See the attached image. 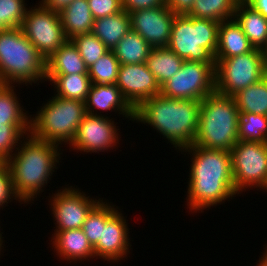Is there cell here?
<instances>
[{
    "label": "cell",
    "instance_id": "obj_7",
    "mask_svg": "<svg viewBox=\"0 0 267 266\" xmlns=\"http://www.w3.org/2000/svg\"><path fill=\"white\" fill-rule=\"evenodd\" d=\"M219 22L175 15L168 48L187 61L215 63Z\"/></svg>",
    "mask_w": 267,
    "mask_h": 266
},
{
    "label": "cell",
    "instance_id": "obj_25",
    "mask_svg": "<svg viewBox=\"0 0 267 266\" xmlns=\"http://www.w3.org/2000/svg\"><path fill=\"white\" fill-rule=\"evenodd\" d=\"M151 45L132 29L112 49L120 65L146 63Z\"/></svg>",
    "mask_w": 267,
    "mask_h": 266
},
{
    "label": "cell",
    "instance_id": "obj_32",
    "mask_svg": "<svg viewBox=\"0 0 267 266\" xmlns=\"http://www.w3.org/2000/svg\"><path fill=\"white\" fill-rule=\"evenodd\" d=\"M28 134H30V125L0 124V160L5 163L18 148L22 137Z\"/></svg>",
    "mask_w": 267,
    "mask_h": 266
},
{
    "label": "cell",
    "instance_id": "obj_28",
    "mask_svg": "<svg viewBox=\"0 0 267 266\" xmlns=\"http://www.w3.org/2000/svg\"><path fill=\"white\" fill-rule=\"evenodd\" d=\"M50 83L57 93L55 96L81 102L86 101L92 85L88 74L57 75Z\"/></svg>",
    "mask_w": 267,
    "mask_h": 266
},
{
    "label": "cell",
    "instance_id": "obj_40",
    "mask_svg": "<svg viewBox=\"0 0 267 266\" xmlns=\"http://www.w3.org/2000/svg\"><path fill=\"white\" fill-rule=\"evenodd\" d=\"M74 0H41L39 3L43 7L49 8L54 12L60 13L65 7L71 4Z\"/></svg>",
    "mask_w": 267,
    "mask_h": 266
},
{
    "label": "cell",
    "instance_id": "obj_31",
    "mask_svg": "<svg viewBox=\"0 0 267 266\" xmlns=\"http://www.w3.org/2000/svg\"><path fill=\"white\" fill-rule=\"evenodd\" d=\"M120 62L112 50L100 57L88 68L92 84H116Z\"/></svg>",
    "mask_w": 267,
    "mask_h": 266
},
{
    "label": "cell",
    "instance_id": "obj_34",
    "mask_svg": "<svg viewBox=\"0 0 267 266\" xmlns=\"http://www.w3.org/2000/svg\"><path fill=\"white\" fill-rule=\"evenodd\" d=\"M26 5L25 0H0V30L21 27Z\"/></svg>",
    "mask_w": 267,
    "mask_h": 266
},
{
    "label": "cell",
    "instance_id": "obj_19",
    "mask_svg": "<svg viewBox=\"0 0 267 266\" xmlns=\"http://www.w3.org/2000/svg\"><path fill=\"white\" fill-rule=\"evenodd\" d=\"M88 74L84 60L71 40H67L46 60L45 81H52L57 75Z\"/></svg>",
    "mask_w": 267,
    "mask_h": 266
},
{
    "label": "cell",
    "instance_id": "obj_15",
    "mask_svg": "<svg viewBox=\"0 0 267 266\" xmlns=\"http://www.w3.org/2000/svg\"><path fill=\"white\" fill-rule=\"evenodd\" d=\"M131 29L152 48L167 47L175 14L166 6L140 9L129 13Z\"/></svg>",
    "mask_w": 267,
    "mask_h": 266
},
{
    "label": "cell",
    "instance_id": "obj_6",
    "mask_svg": "<svg viewBox=\"0 0 267 266\" xmlns=\"http://www.w3.org/2000/svg\"><path fill=\"white\" fill-rule=\"evenodd\" d=\"M30 117V134L57 145L71 144L87 114L85 102L55 96ZM35 116V117H34Z\"/></svg>",
    "mask_w": 267,
    "mask_h": 266
},
{
    "label": "cell",
    "instance_id": "obj_3",
    "mask_svg": "<svg viewBox=\"0 0 267 266\" xmlns=\"http://www.w3.org/2000/svg\"><path fill=\"white\" fill-rule=\"evenodd\" d=\"M22 141L5 164L11 174L15 195L23 204H29L44 191L62 153L59 145L36 139L31 134Z\"/></svg>",
    "mask_w": 267,
    "mask_h": 266
},
{
    "label": "cell",
    "instance_id": "obj_44",
    "mask_svg": "<svg viewBox=\"0 0 267 266\" xmlns=\"http://www.w3.org/2000/svg\"><path fill=\"white\" fill-rule=\"evenodd\" d=\"M0 232H1V231H0ZM3 238H4V237H2V234L0 233V255H1V249H2L1 247H3V246H2V244H3V240H2V239H3Z\"/></svg>",
    "mask_w": 267,
    "mask_h": 266
},
{
    "label": "cell",
    "instance_id": "obj_38",
    "mask_svg": "<svg viewBox=\"0 0 267 266\" xmlns=\"http://www.w3.org/2000/svg\"><path fill=\"white\" fill-rule=\"evenodd\" d=\"M165 5V0H122L123 10L134 12L140 9H150Z\"/></svg>",
    "mask_w": 267,
    "mask_h": 266
},
{
    "label": "cell",
    "instance_id": "obj_20",
    "mask_svg": "<svg viewBox=\"0 0 267 266\" xmlns=\"http://www.w3.org/2000/svg\"><path fill=\"white\" fill-rule=\"evenodd\" d=\"M253 49L254 47L234 18L220 22L215 63L219 59L248 53Z\"/></svg>",
    "mask_w": 267,
    "mask_h": 266
},
{
    "label": "cell",
    "instance_id": "obj_36",
    "mask_svg": "<svg viewBox=\"0 0 267 266\" xmlns=\"http://www.w3.org/2000/svg\"><path fill=\"white\" fill-rule=\"evenodd\" d=\"M92 17H107L123 11L122 0H88Z\"/></svg>",
    "mask_w": 267,
    "mask_h": 266
},
{
    "label": "cell",
    "instance_id": "obj_12",
    "mask_svg": "<svg viewBox=\"0 0 267 266\" xmlns=\"http://www.w3.org/2000/svg\"><path fill=\"white\" fill-rule=\"evenodd\" d=\"M65 187L58 192L53 194L52 200L49 205H51L53 218H55L54 223L56 229L54 231H65L81 229L87 215L91 210L101 201L100 199H92L79 188Z\"/></svg>",
    "mask_w": 267,
    "mask_h": 266
},
{
    "label": "cell",
    "instance_id": "obj_9",
    "mask_svg": "<svg viewBox=\"0 0 267 266\" xmlns=\"http://www.w3.org/2000/svg\"><path fill=\"white\" fill-rule=\"evenodd\" d=\"M230 154L236 192L248 187L267 192V143L239 140Z\"/></svg>",
    "mask_w": 267,
    "mask_h": 266
},
{
    "label": "cell",
    "instance_id": "obj_2",
    "mask_svg": "<svg viewBox=\"0 0 267 266\" xmlns=\"http://www.w3.org/2000/svg\"><path fill=\"white\" fill-rule=\"evenodd\" d=\"M201 101L155 95L134 109V121L152 126L178 151L194 144L198 132Z\"/></svg>",
    "mask_w": 267,
    "mask_h": 266
},
{
    "label": "cell",
    "instance_id": "obj_27",
    "mask_svg": "<svg viewBox=\"0 0 267 266\" xmlns=\"http://www.w3.org/2000/svg\"><path fill=\"white\" fill-rule=\"evenodd\" d=\"M13 84L0 83V124L4 125H30V118L27 116L19 98L14 91Z\"/></svg>",
    "mask_w": 267,
    "mask_h": 266
},
{
    "label": "cell",
    "instance_id": "obj_22",
    "mask_svg": "<svg viewBox=\"0 0 267 266\" xmlns=\"http://www.w3.org/2000/svg\"><path fill=\"white\" fill-rule=\"evenodd\" d=\"M131 30L130 16L125 10L94 20L91 33L112 50Z\"/></svg>",
    "mask_w": 267,
    "mask_h": 266
},
{
    "label": "cell",
    "instance_id": "obj_4",
    "mask_svg": "<svg viewBox=\"0 0 267 266\" xmlns=\"http://www.w3.org/2000/svg\"><path fill=\"white\" fill-rule=\"evenodd\" d=\"M46 60L29 42L21 27L0 30V83L45 81Z\"/></svg>",
    "mask_w": 267,
    "mask_h": 266
},
{
    "label": "cell",
    "instance_id": "obj_30",
    "mask_svg": "<svg viewBox=\"0 0 267 266\" xmlns=\"http://www.w3.org/2000/svg\"><path fill=\"white\" fill-rule=\"evenodd\" d=\"M238 139L267 143V116L254 113H240Z\"/></svg>",
    "mask_w": 267,
    "mask_h": 266
},
{
    "label": "cell",
    "instance_id": "obj_8",
    "mask_svg": "<svg viewBox=\"0 0 267 266\" xmlns=\"http://www.w3.org/2000/svg\"><path fill=\"white\" fill-rule=\"evenodd\" d=\"M266 76L262 50L252 51L215 63V92L233 97Z\"/></svg>",
    "mask_w": 267,
    "mask_h": 266
},
{
    "label": "cell",
    "instance_id": "obj_29",
    "mask_svg": "<svg viewBox=\"0 0 267 266\" xmlns=\"http://www.w3.org/2000/svg\"><path fill=\"white\" fill-rule=\"evenodd\" d=\"M239 0H195L188 16L197 19H210L216 22L230 20L234 16Z\"/></svg>",
    "mask_w": 267,
    "mask_h": 266
},
{
    "label": "cell",
    "instance_id": "obj_41",
    "mask_svg": "<svg viewBox=\"0 0 267 266\" xmlns=\"http://www.w3.org/2000/svg\"><path fill=\"white\" fill-rule=\"evenodd\" d=\"M256 9L263 17L267 18V0H245Z\"/></svg>",
    "mask_w": 267,
    "mask_h": 266
},
{
    "label": "cell",
    "instance_id": "obj_33",
    "mask_svg": "<svg viewBox=\"0 0 267 266\" xmlns=\"http://www.w3.org/2000/svg\"><path fill=\"white\" fill-rule=\"evenodd\" d=\"M70 40L78 49L87 68L109 51L100 39L92 33L77 35Z\"/></svg>",
    "mask_w": 267,
    "mask_h": 266
},
{
    "label": "cell",
    "instance_id": "obj_5",
    "mask_svg": "<svg viewBox=\"0 0 267 266\" xmlns=\"http://www.w3.org/2000/svg\"><path fill=\"white\" fill-rule=\"evenodd\" d=\"M240 112L233 97L213 92L201 101L194 144L229 151L239 141Z\"/></svg>",
    "mask_w": 267,
    "mask_h": 266
},
{
    "label": "cell",
    "instance_id": "obj_13",
    "mask_svg": "<svg viewBox=\"0 0 267 266\" xmlns=\"http://www.w3.org/2000/svg\"><path fill=\"white\" fill-rule=\"evenodd\" d=\"M105 115L86 114L78 126L76 136L69 145L75 151L99 153L114 149L119 144V129L113 118ZM118 143V144H117Z\"/></svg>",
    "mask_w": 267,
    "mask_h": 266
},
{
    "label": "cell",
    "instance_id": "obj_39",
    "mask_svg": "<svg viewBox=\"0 0 267 266\" xmlns=\"http://www.w3.org/2000/svg\"><path fill=\"white\" fill-rule=\"evenodd\" d=\"M195 0H165V5L175 14V15H188L193 6Z\"/></svg>",
    "mask_w": 267,
    "mask_h": 266
},
{
    "label": "cell",
    "instance_id": "obj_11",
    "mask_svg": "<svg viewBox=\"0 0 267 266\" xmlns=\"http://www.w3.org/2000/svg\"><path fill=\"white\" fill-rule=\"evenodd\" d=\"M27 9L21 29L40 55L49 59L68 39L60 15L39 3Z\"/></svg>",
    "mask_w": 267,
    "mask_h": 266
},
{
    "label": "cell",
    "instance_id": "obj_42",
    "mask_svg": "<svg viewBox=\"0 0 267 266\" xmlns=\"http://www.w3.org/2000/svg\"><path fill=\"white\" fill-rule=\"evenodd\" d=\"M264 249H265V252L261 256V259L259 258V261H258L259 263L257 264V266H267V246Z\"/></svg>",
    "mask_w": 267,
    "mask_h": 266
},
{
    "label": "cell",
    "instance_id": "obj_1",
    "mask_svg": "<svg viewBox=\"0 0 267 266\" xmlns=\"http://www.w3.org/2000/svg\"><path fill=\"white\" fill-rule=\"evenodd\" d=\"M180 151L193 155L186 197L191 212H203L238 195L229 151L202 148L195 144Z\"/></svg>",
    "mask_w": 267,
    "mask_h": 266
},
{
    "label": "cell",
    "instance_id": "obj_21",
    "mask_svg": "<svg viewBox=\"0 0 267 266\" xmlns=\"http://www.w3.org/2000/svg\"><path fill=\"white\" fill-rule=\"evenodd\" d=\"M233 18L254 48L262 49L267 44V18L245 0L237 2Z\"/></svg>",
    "mask_w": 267,
    "mask_h": 266
},
{
    "label": "cell",
    "instance_id": "obj_17",
    "mask_svg": "<svg viewBox=\"0 0 267 266\" xmlns=\"http://www.w3.org/2000/svg\"><path fill=\"white\" fill-rule=\"evenodd\" d=\"M86 112L91 115H103L99 111H114L125 119L134 121V108L123 97L116 84H92L85 101ZM98 113V114H97Z\"/></svg>",
    "mask_w": 267,
    "mask_h": 266
},
{
    "label": "cell",
    "instance_id": "obj_10",
    "mask_svg": "<svg viewBox=\"0 0 267 266\" xmlns=\"http://www.w3.org/2000/svg\"><path fill=\"white\" fill-rule=\"evenodd\" d=\"M215 92V63L184 60L181 69L160 87L167 98L202 101Z\"/></svg>",
    "mask_w": 267,
    "mask_h": 266
},
{
    "label": "cell",
    "instance_id": "obj_43",
    "mask_svg": "<svg viewBox=\"0 0 267 266\" xmlns=\"http://www.w3.org/2000/svg\"><path fill=\"white\" fill-rule=\"evenodd\" d=\"M261 50L263 55V64L265 68V73L267 75V44Z\"/></svg>",
    "mask_w": 267,
    "mask_h": 266
},
{
    "label": "cell",
    "instance_id": "obj_23",
    "mask_svg": "<svg viewBox=\"0 0 267 266\" xmlns=\"http://www.w3.org/2000/svg\"><path fill=\"white\" fill-rule=\"evenodd\" d=\"M59 15L68 40L77 35L91 33L94 18L88 0H74Z\"/></svg>",
    "mask_w": 267,
    "mask_h": 266
},
{
    "label": "cell",
    "instance_id": "obj_24",
    "mask_svg": "<svg viewBox=\"0 0 267 266\" xmlns=\"http://www.w3.org/2000/svg\"><path fill=\"white\" fill-rule=\"evenodd\" d=\"M183 63L184 59L168 47L152 48L146 60L160 87L181 69Z\"/></svg>",
    "mask_w": 267,
    "mask_h": 266
},
{
    "label": "cell",
    "instance_id": "obj_14",
    "mask_svg": "<svg viewBox=\"0 0 267 266\" xmlns=\"http://www.w3.org/2000/svg\"><path fill=\"white\" fill-rule=\"evenodd\" d=\"M106 202V225L102 226L101 238L93 246L95 257L104 261L115 262L124 260L130 253L129 228L126 219L118 211V207ZM130 245V246H129Z\"/></svg>",
    "mask_w": 267,
    "mask_h": 266
},
{
    "label": "cell",
    "instance_id": "obj_16",
    "mask_svg": "<svg viewBox=\"0 0 267 266\" xmlns=\"http://www.w3.org/2000/svg\"><path fill=\"white\" fill-rule=\"evenodd\" d=\"M116 85L134 109L145 99L160 94V86L146 63L120 65Z\"/></svg>",
    "mask_w": 267,
    "mask_h": 266
},
{
    "label": "cell",
    "instance_id": "obj_18",
    "mask_svg": "<svg viewBox=\"0 0 267 266\" xmlns=\"http://www.w3.org/2000/svg\"><path fill=\"white\" fill-rule=\"evenodd\" d=\"M53 240V241H52ZM52 247L60 259L74 263L76 261L90 260L95 257L94 247L82 229L54 231L51 239Z\"/></svg>",
    "mask_w": 267,
    "mask_h": 266
},
{
    "label": "cell",
    "instance_id": "obj_37",
    "mask_svg": "<svg viewBox=\"0 0 267 266\" xmlns=\"http://www.w3.org/2000/svg\"><path fill=\"white\" fill-rule=\"evenodd\" d=\"M12 198L16 201L18 200V202L22 204L14 193L9 168L3 163L0 166V209L1 207L4 209V205L7 206V204L13 200Z\"/></svg>",
    "mask_w": 267,
    "mask_h": 266
},
{
    "label": "cell",
    "instance_id": "obj_35",
    "mask_svg": "<svg viewBox=\"0 0 267 266\" xmlns=\"http://www.w3.org/2000/svg\"><path fill=\"white\" fill-rule=\"evenodd\" d=\"M106 225V201L103 199L91 210L82 225L90 244L94 246L101 238L102 226Z\"/></svg>",
    "mask_w": 267,
    "mask_h": 266
},
{
    "label": "cell",
    "instance_id": "obj_26",
    "mask_svg": "<svg viewBox=\"0 0 267 266\" xmlns=\"http://www.w3.org/2000/svg\"><path fill=\"white\" fill-rule=\"evenodd\" d=\"M240 113L267 116V75L233 96Z\"/></svg>",
    "mask_w": 267,
    "mask_h": 266
}]
</instances>
